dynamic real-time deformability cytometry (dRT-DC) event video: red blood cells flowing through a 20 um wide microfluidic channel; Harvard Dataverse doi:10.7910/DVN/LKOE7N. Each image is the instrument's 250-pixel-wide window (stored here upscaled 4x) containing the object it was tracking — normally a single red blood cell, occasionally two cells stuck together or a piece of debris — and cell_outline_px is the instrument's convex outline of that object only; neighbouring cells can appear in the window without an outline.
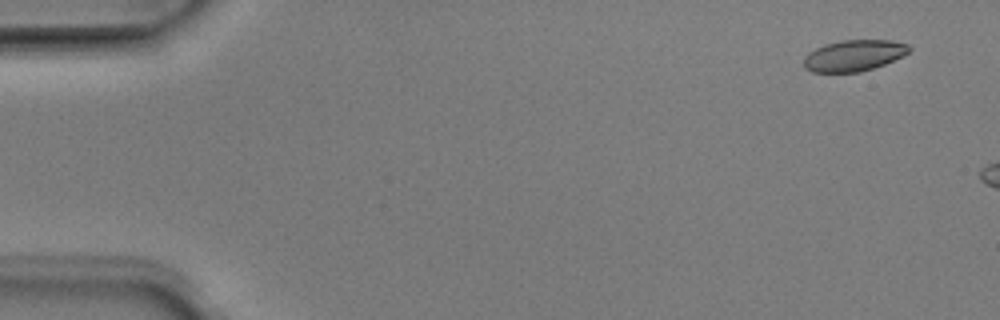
{"species": "Egyptian fruit bat (a non-hibernating species)", "species_latin": "Rousettus aegyptiacus", "temperature_condition": "room temperature", "stored_images_in_passage": 10, "camera_frame_rate_fps": 3000, "um_per_image_px": 0.085, "animal": {"sex": "male"}, "frame": {"image": 1, "passage_image": 1, "time_ms": 0.0, "image_size_px": [1000, 320], "cell_outline_px": [[912, 48], [908, 52], [884, 64], [860, 72], [812, 72], [804, 68], [804, 56], [808, 52], [824, 44], [840, 40], [892, 40], [908, 44]], "centroid_in_image_um": [72.54, 4.71], "position_along_channel_um": 12.5, "area_um2": 19.13}}